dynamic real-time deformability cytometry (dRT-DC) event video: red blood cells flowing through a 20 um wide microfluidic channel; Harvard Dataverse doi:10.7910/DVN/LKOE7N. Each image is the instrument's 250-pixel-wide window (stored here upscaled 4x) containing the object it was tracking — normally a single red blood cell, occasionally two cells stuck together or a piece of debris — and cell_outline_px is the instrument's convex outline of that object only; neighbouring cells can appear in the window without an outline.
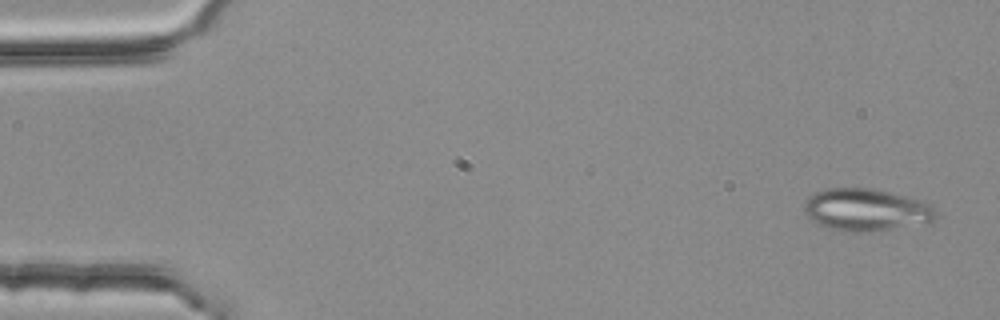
{"species": "common noctule bat (a hibernating species)", "species_latin": "Nyctalus noctula", "temperature_condition": "room temperature", "stored_images_in_passage": 3, "camera_frame_rate_fps": 3000, "um_per_image_px": 0.085, "animal": {"sex": "female", "body_mass_g": 25.1}, "frame": {"image": 1, "passage_image": 1, "time_ms": 0.0, "image_size_px": [1000, 320], "cell_outline_px": [[936, 216], [932, 220], [892, 228], [868, 232], [856, 232], [836, 228], [820, 224], [812, 220], [804, 212], [804, 204], [816, 192], [828, 188], [876, 188], [908, 196], [928, 204], [932, 208]], "centroid_in_image_um": [73.59, 17.8], "position_along_channel_um": 11.4, "area_um2": 31.5}}